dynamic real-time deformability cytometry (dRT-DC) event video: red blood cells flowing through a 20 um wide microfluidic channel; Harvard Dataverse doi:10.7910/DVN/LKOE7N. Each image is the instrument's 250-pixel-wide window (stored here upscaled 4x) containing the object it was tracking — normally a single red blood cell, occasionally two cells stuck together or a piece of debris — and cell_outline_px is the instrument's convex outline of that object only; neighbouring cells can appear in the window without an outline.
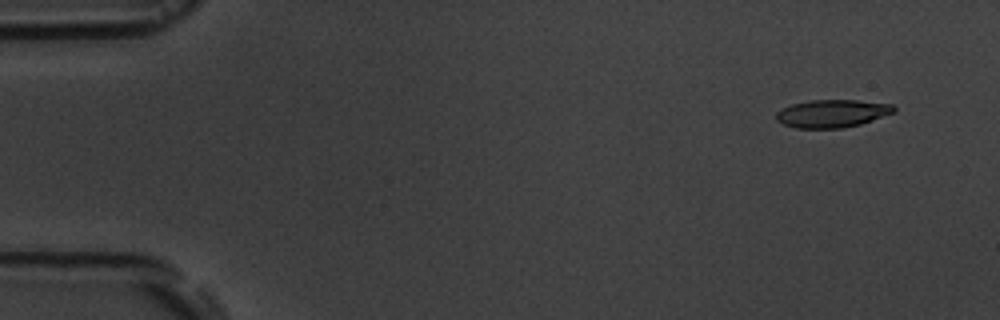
{"species": "common noctule bat (a hibernating species)", "species_latin": "Nyctalus noctula", "temperature_condition": "room temperature", "stored_images_in_passage": 7, "camera_frame_rate_fps": 3000, "um_per_image_px": 0.085, "animal": {"sex": "male", "body_mass_g": 19.5, "forearm_length_mm": 54.6}, "frame": {"image": 1, "passage_image": 1, "time_ms": 0.0, "image_size_px": [1000, 320], "cell_outline_px": [[896, 112], [860, 124], [844, 128], [796, 128], [784, 124], [776, 120], [776, 112], [792, 104], [812, 100], [856, 100], [892, 104], [896, 108]], "centroid_in_image_um": [70.76, 9.65], "position_along_channel_um": 14.2, "area_um2": 19.02}}
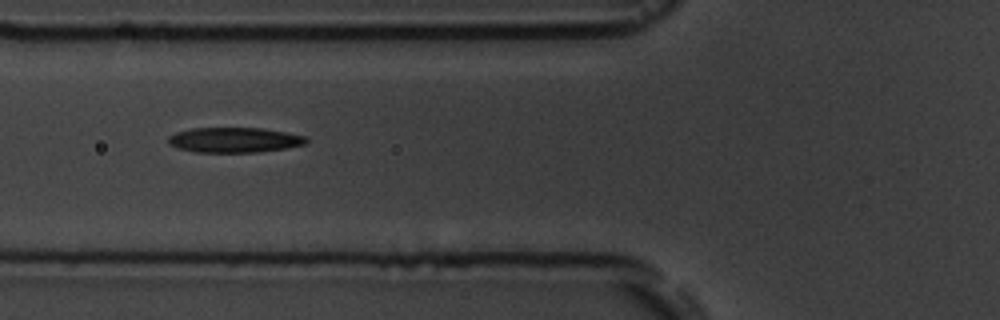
{"frame": {"image": 2, "passage_image": 6, "time_ms": 5.667, "image_size_px": [1000, 320], "cell_outline_px": [[308, 140], [304, 144], [284, 148], [260, 152], [196, 152], [176, 148], [168, 144], [168, 136], [176, 132], [192, 128], [260, 128], [308, 136]], "centroid_in_image_um": [19.88, 11.9], "position_along_channel_um": 105.9, "area_um2": 20.17}}
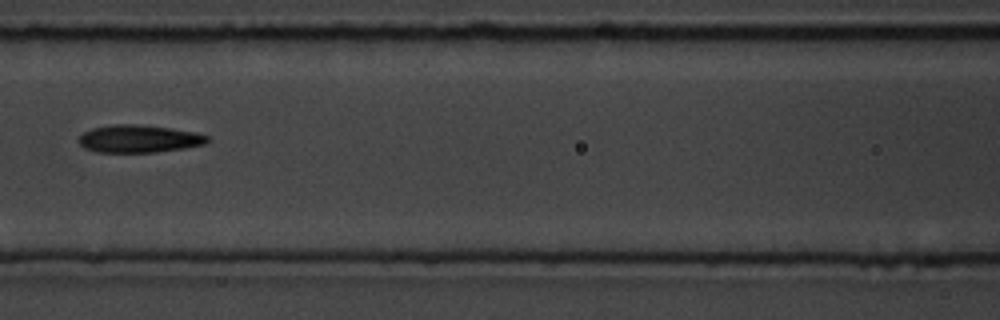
{"frame": {"image": 3, "passage_image": 7, "time_ms": 7.0, "image_size_px": [1000, 320], "cell_outline_px": [[208, 140], [204, 144], [184, 148], [156, 152], [96, 152], [84, 148], [80, 144], [80, 136], [84, 132], [92, 128], [112, 124], [136, 124], [172, 128], [196, 132], [208, 136]], "centroid_in_image_um": [11.81, 11.79], "position_along_channel_um": 154.8, "area_um2": 20.63}}